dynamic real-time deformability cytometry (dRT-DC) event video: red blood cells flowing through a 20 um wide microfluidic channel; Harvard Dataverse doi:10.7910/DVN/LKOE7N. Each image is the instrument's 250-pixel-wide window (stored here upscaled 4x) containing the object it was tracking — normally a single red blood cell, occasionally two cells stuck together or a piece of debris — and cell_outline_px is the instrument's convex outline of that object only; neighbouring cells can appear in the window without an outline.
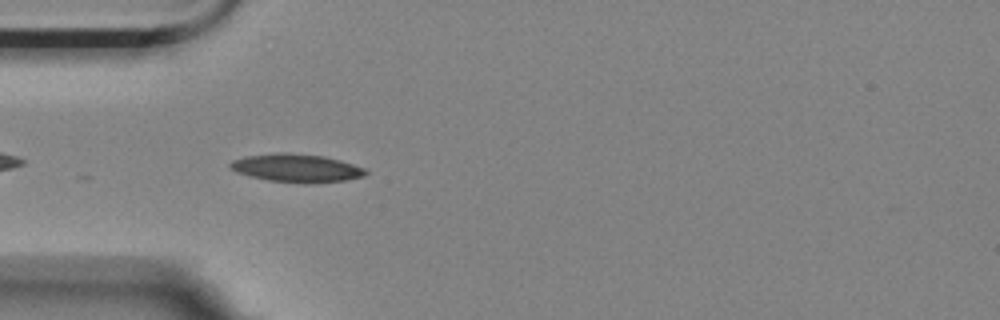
{"species": "Egyptian fruit bat (a non-hibernating species)", "species_latin": "Rousettus aegyptiacus", "temperature_condition": "room temperature", "stored_images_in_passage": 5, "camera_frame_rate_fps": 3000, "um_per_image_px": 0.085, "animal": {"sex": "female"}, "frame": {"image": 1, "passage_image": 4, "time_ms": 1.0, "image_size_px": [1000, 320], "cell_outline_px": [[368, 172], [364, 176], [344, 180], [308, 184], [304, 184], [268, 180], [248, 176], [236, 172], [228, 164], [232, 160], [244, 156], [276, 152], [288, 152], [324, 156], [340, 160], [364, 168]], "centroid_in_image_um": [25.17, 14.28], "position_along_channel_um": 59.8, "area_um2": 22.43}}
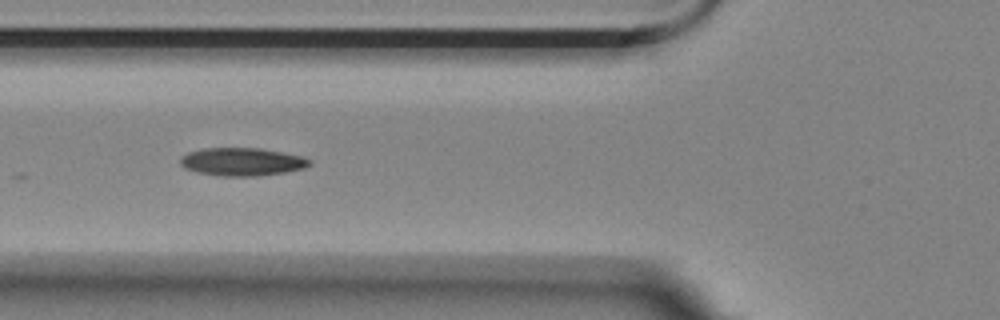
{"frame": {"image": 2, "passage_image": 5, "time_ms": 1.333, "image_size_px": [1000, 320], "cell_outline_px": [[312, 164], [304, 168], [288, 172], [256, 176], [224, 176], [196, 172], [184, 168], [180, 164], [180, 156], [188, 152], [204, 148], [260, 148], [304, 156], [312, 160]], "centroid_in_image_um": [20.6, 13.75], "position_along_channel_um": 105.2, "area_um2": 21.33}}